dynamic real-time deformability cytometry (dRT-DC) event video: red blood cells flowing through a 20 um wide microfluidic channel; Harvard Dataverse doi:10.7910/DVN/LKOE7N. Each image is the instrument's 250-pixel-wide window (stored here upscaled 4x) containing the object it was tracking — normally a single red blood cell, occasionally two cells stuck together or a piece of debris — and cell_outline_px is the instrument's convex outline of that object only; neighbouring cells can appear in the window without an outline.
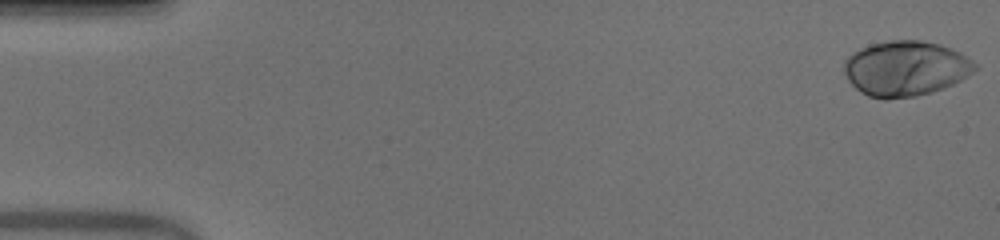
{"species": "human", "species_latin": "Homo sapiens", "temperature_condition": "warm", "stored_images_in_passage": 52, "camera_frame_rate_fps": 3000, "um_per_image_px": 0.085, "donor": {"sex": "male"}, "frame": {"image": 1, "passage_image": 1, "time_ms": 0.0, "image_size_px": [1000, 240], "cell_outline_px": [[980, 68], [960, 80], [952, 84], [916, 96], [884, 100], [868, 96], [860, 92], [848, 80], [844, 72], [844, 60], [852, 52], [860, 48], [872, 44], [888, 40], [920, 40], [940, 44], [952, 48], [960, 52], [972, 60]], "centroid_in_image_um": [76.96, 5.81], "position_along_channel_um": 8.0, "area_um2": 42.19}}
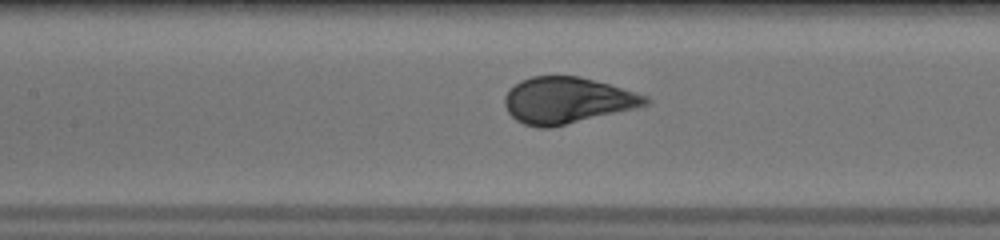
{"frame": {"image": 2, "passage_image": 24, "time_ms": 7.667, "image_size_px": [1000, 240], "cell_outline_px": [[652, 100], [648, 104], [636, 108], [552, 128], [540, 128], [524, 124], [516, 120], [508, 112], [504, 104], [504, 96], [508, 88], [520, 80], [532, 76], [576, 76], [608, 84], [648, 96]], "centroid_in_image_um": [48.17, 8.54], "position_along_channel_um": 159.2, "area_um2": 38.09}}
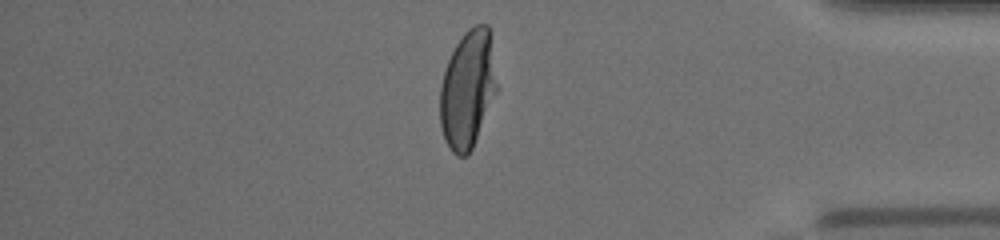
{"frame": {"image": 3, "passage_image": 44, "time_ms": 14.333, "image_size_px": [1000, 240], "cell_outline_px": [[496, 92], [472, 148], [468, 156], [456, 156], [452, 152], [444, 140], [440, 124], [440, 84], [448, 60], [456, 44], [464, 32], [468, 28], [476, 24], [488, 24], [496, 84]], "centroid_in_image_um": [39.71, 7.61], "position_along_channel_um": 395.5, "area_um2": 38.49}, "authors_computed_cell_mechanics": {"area_um2": 39.2462, "velocity_mm_per_s": 3.9654, "shape_relaxation_time_tau1_ms": 3.3444, "shape_relaxation_time_tau2_ms": null, "deformation_change_tau1": 0.205, "deformation_change_tau2": null}}